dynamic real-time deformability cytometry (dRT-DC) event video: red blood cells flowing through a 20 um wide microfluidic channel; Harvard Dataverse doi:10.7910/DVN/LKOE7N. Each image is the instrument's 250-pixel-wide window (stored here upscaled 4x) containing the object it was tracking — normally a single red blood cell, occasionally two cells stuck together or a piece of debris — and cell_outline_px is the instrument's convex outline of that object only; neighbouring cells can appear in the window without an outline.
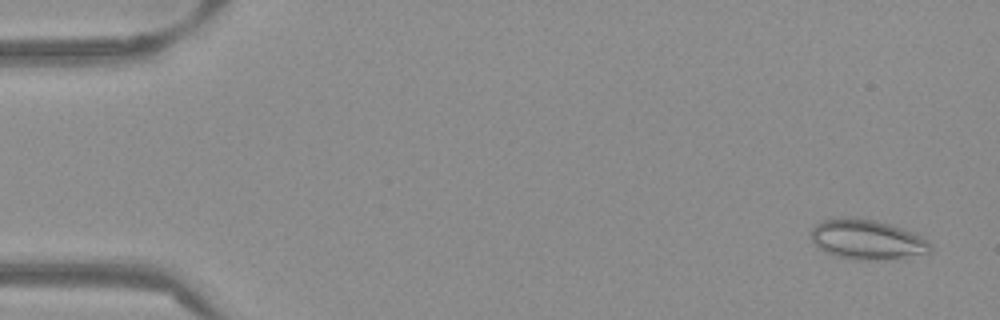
{"species": "Egyptian fruit bat (a non-hibernating species)", "species_latin": "Rousettus aegyptiacus", "temperature_condition": "warm", "stored_images_in_passage": 53, "camera_frame_rate_fps": 3000, "um_per_image_px": 0.085, "frame": {"image": 1, "passage_image": 3, "time_ms": 0.667, "image_size_px": [1000, 320], "cell_outline_px": [[932, 252], [904, 256], [860, 260], [856, 260], [832, 256], [824, 252], [812, 244], [812, 228], [816, 224], [824, 220], [844, 216], [872, 220], [888, 224], [912, 232], [928, 240], [932, 248]], "centroid_in_image_um": [73.62, 20.35], "position_along_channel_um": 11.4, "area_um2": 27.34}}
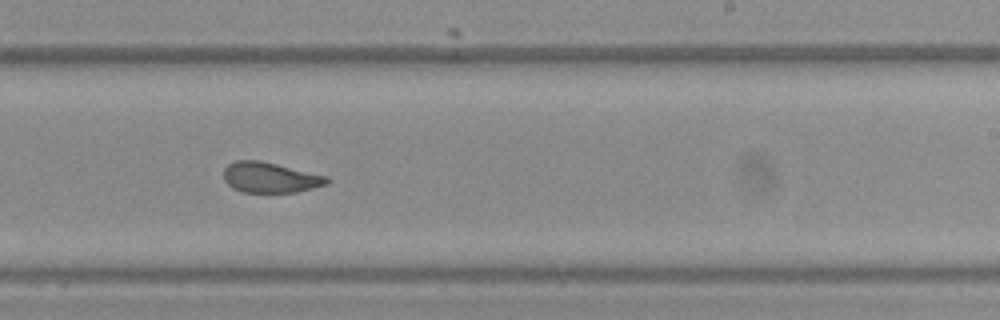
{"frame": {"image": 2, "passage_image": 33, "time_ms": 10.667, "image_size_px": [1000, 320], "cell_outline_px": [[332, 180], [328, 184], [296, 192], [244, 192], [232, 188], [224, 180], [224, 168], [228, 164], [236, 160], [260, 160], [328, 176]], "centroid_in_image_um": [22.98, 15.08], "position_along_channel_um": 266.0, "area_um2": 18.38}}
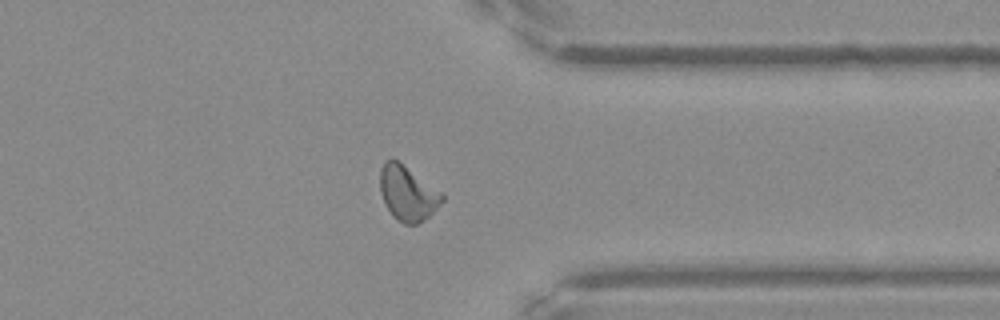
{"frame": {"image": 3, "passage_image": 42, "time_ms": 13.667, "image_size_px": [1000, 320], "cell_outline_px": [[444, 200], [428, 216], [416, 224], [404, 224], [392, 216], [384, 204], [380, 192], [380, 168], [384, 160], [392, 156], [444, 192]], "centroid_in_image_um": [34.63, 16.38], "position_along_channel_um": 376.8, "area_um2": 20.23}, "authors_computed_cell_mechanics": {"area_um2": 19.9988, "velocity_mm_per_s": 3.8528, "shape_relaxation_time_tau1_ms": null, "shape_relaxation_time_tau2_ms": 1.4402, "deformation_change_tau1": null, "deformation_change_tau2": 0.0808}}